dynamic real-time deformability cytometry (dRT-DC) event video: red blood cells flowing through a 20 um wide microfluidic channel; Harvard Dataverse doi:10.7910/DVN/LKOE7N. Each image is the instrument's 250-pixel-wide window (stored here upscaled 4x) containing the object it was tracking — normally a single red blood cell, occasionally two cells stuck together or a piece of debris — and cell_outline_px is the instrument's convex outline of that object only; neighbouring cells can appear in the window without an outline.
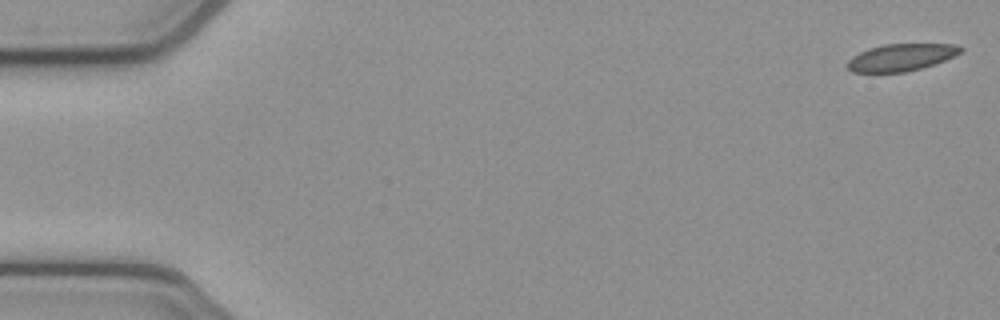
{"species": "common noctule bat (a hibernating species)", "species_latin": "Nyctalus noctula", "temperature_condition": "cold", "stored_images_in_passage": 13, "camera_frame_rate_fps": 3000, "um_per_image_px": 0.085, "animal": {"sex": "female", "body_mass_g": 21.9}, "frame": {"image": 1, "passage_image": 1, "time_ms": 0.0, "image_size_px": [1000, 320], "cell_outline_px": [[964, 52], [936, 64], [904, 72], [852, 72], [844, 64], [852, 56], [868, 48], [884, 44], [956, 44], [964, 48]], "centroid_in_image_um": [76.61, 4.87], "position_along_channel_um": 8.4, "area_um2": 18.09}}
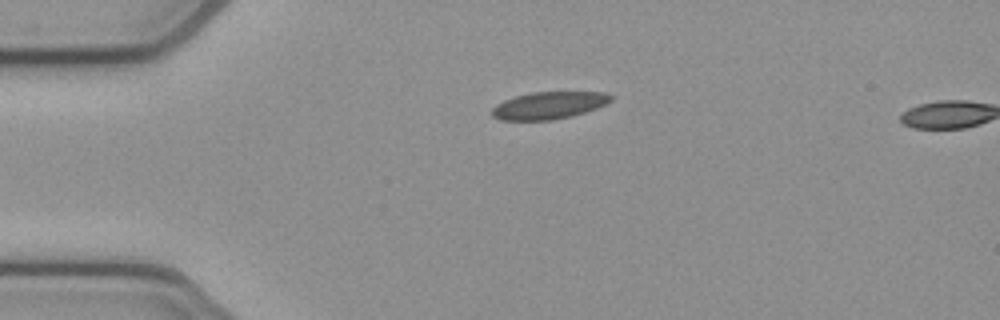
{"frame": {"image": 2, "passage_image": 12, "time_ms": 3.667, "image_size_px": [1000, 320], "cell_outline_px": [[612, 100], [596, 108], [572, 116], [552, 120], [500, 120], [492, 116], [492, 108], [496, 104], [504, 100], [516, 96], [532, 92], [604, 92], [612, 96]], "centroid_in_image_um": [46.62, 8.96], "position_along_channel_um": 38.4, "area_um2": 18.79}}